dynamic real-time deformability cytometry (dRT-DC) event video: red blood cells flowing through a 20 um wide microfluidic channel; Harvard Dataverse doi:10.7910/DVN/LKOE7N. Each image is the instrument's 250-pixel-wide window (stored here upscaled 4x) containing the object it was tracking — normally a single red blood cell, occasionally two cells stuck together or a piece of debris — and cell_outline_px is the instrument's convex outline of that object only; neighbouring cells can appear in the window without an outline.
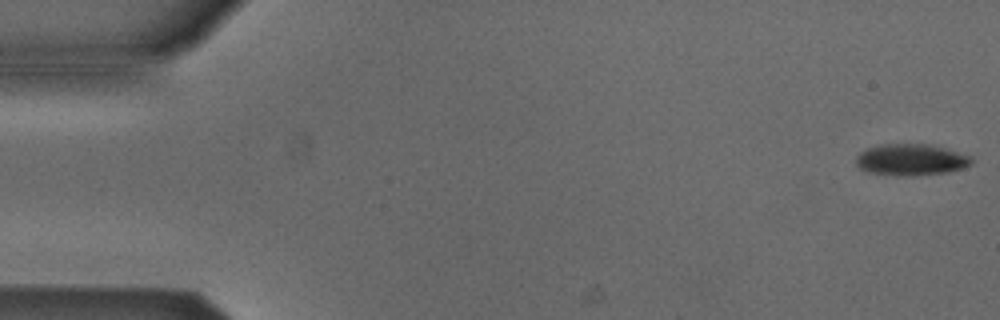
{"species": "Egyptian fruit bat (a non-hibernating species)", "species_latin": "Rousettus aegyptiacus", "temperature_condition": "cold", "stored_images_in_passage": 46, "camera_frame_rate_fps": 3000, "um_per_image_px": 0.085, "animal": {"sex": "male"}, "frame": {"image": 1, "passage_image": 1, "time_ms": 0.0, "image_size_px": [1000, 320], "cell_outline_px": [[972, 164], [948, 172], [912, 176], [896, 176], [868, 172], [860, 168], [856, 164], [856, 156], [860, 152], [868, 148], [884, 144], [924, 144], [956, 152], [968, 156], [972, 160]], "centroid_in_image_um": [77.36, 13.6], "position_along_channel_um": 7.6, "area_um2": 20.81}}
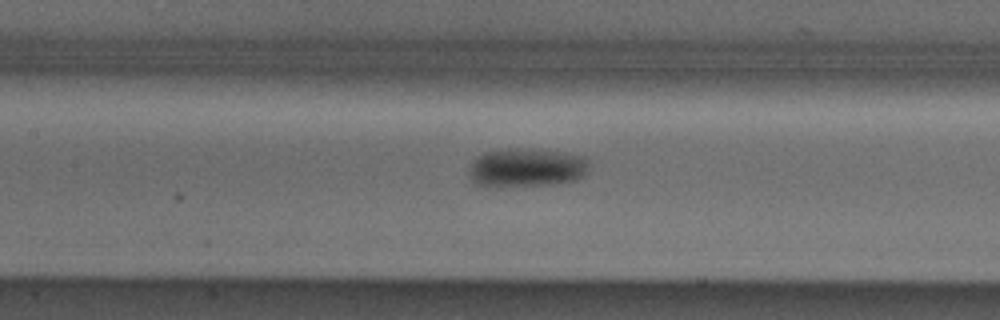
{"frame": {"image": 2, "passage_image": 24, "time_ms": 7.667, "image_size_px": [1000, 320], "cell_outline_px": [[588, 160], [584, 176], [576, 180], [548, 184], [476, 184], [472, 180], [468, 172], [468, 168], [472, 160], [476, 156], [484, 152], [508, 148], [520, 148], [564, 152], [584, 156]], "centroid_in_image_um": [44.74, 14.19], "position_along_channel_um": 162.7, "area_um2": 26.47}}
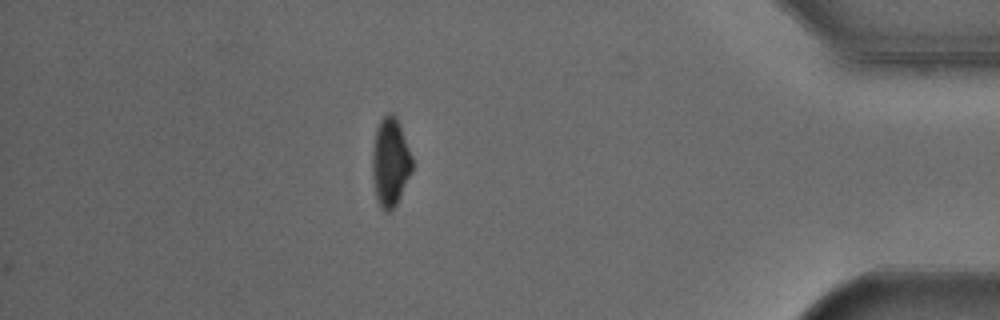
{"frame": {"image": 3, "passage_image": 46, "time_ms": 15.0, "image_size_px": [1000, 320], "cell_outline_px": [[412, 168], [400, 196], [396, 204], [388, 212], [384, 212], [380, 208], [376, 196], [372, 176], [372, 152], [376, 128], [380, 120], [388, 112], [392, 112], [396, 116], [400, 124], [412, 156]], "centroid_in_image_um": [33.16, 13.75], "position_along_channel_um": 402.0, "area_um2": 20.52}, "authors_computed_cell_mechanics": {"area_um2": 23.2645, "velocity_mm_per_s": 3.8787, "shape_relaxation_time_tau1_ms": 4.3323, "shape_relaxation_time_tau2_ms": null, "deformation_change_tau1": 0.1124, "deformation_change_tau2": null}}